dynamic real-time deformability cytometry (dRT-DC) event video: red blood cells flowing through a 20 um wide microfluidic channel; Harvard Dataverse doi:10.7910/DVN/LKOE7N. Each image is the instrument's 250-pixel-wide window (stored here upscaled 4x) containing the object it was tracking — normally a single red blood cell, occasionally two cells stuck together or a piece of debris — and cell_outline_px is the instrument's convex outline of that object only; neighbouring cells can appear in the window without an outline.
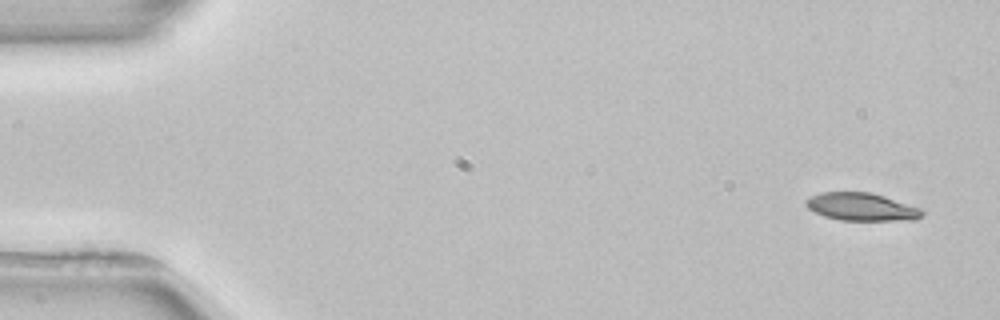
{"species": "common noctule bat (a hibernating species)", "species_latin": "Nyctalus noctula", "temperature_condition": "room temperature", "stored_images_in_passage": 4, "camera_frame_rate_fps": 3000, "um_per_image_px": 0.085, "animal": {"sex": "female", "body_mass_g": 22.7, "forearm_length_mm": 54.2}, "frame": {"image": 1, "passage_image": 1, "time_ms": 0.0, "image_size_px": [1000, 320], "cell_outline_px": [[924, 212], [916, 220], [840, 220], [824, 216], [808, 208], [804, 204], [804, 200], [820, 192], [872, 192], [920, 208]], "centroid_in_image_um": [73.2, 17.58], "position_along_channel_um": 11.8, "area_um2": 18.73}}
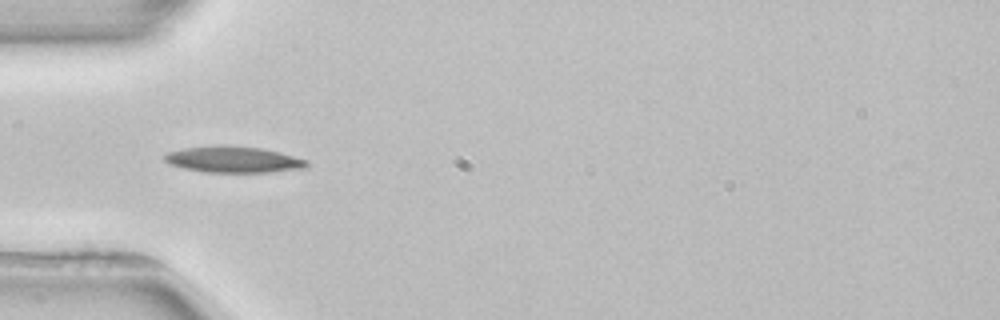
{"frame": {"image": 2, "passage_image": 4, "time_ms": 4.667, "image_size_px": [1000, 320], "cell_outline_px": [[308, 164], [304, 168], [272, 172], [204, 172], [184, 168], [168, 164], [164, 160], [164, 152], [184, 148], [216, 144], [220, 144], [264, 148], [280, 152], [308, 160]], "centroid_in_image_um": [19.8, 13.54], "position_along_channel_um": 65.2, "area_um2": 22.14}}